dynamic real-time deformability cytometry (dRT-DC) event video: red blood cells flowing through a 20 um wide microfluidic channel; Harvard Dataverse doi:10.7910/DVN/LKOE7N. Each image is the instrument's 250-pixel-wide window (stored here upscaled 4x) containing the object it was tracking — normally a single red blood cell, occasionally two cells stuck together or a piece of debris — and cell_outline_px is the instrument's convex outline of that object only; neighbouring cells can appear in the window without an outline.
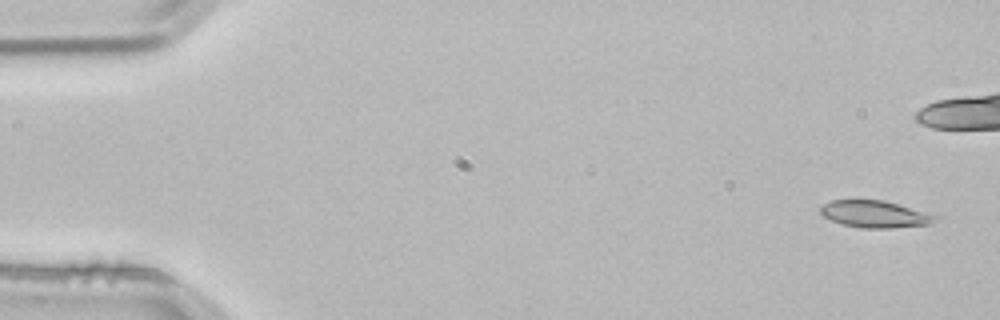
{"species": "common noctule bat (a hibernating species)", "species_latin": "Nyctalus noctula", "temperature_condition": "room temperature", "stored_images_in_passage": 4, "camera_frame_rate_fps": 3000, "um_per_image_px": 0.085, "animal": {"sex": "male", "body_mass_g": 21.5, "forearm_length_mm": 52.0}, "frame": {"image": 1, "passage_image": 1, "time_ms": 0.0, "image_size_px": [1000, 320], "cell_outline_px": [[940, 220], [928, 224], [892, 228], [864, 228], [840, 224], [820, 216], [820, 208], [824, 204], [832, 200], [884, 200], [940, 216]], "centroid_in_image_um": [74.36, 18.21], "position_along_channel_um": 10.6, "area_um2": 18.21}}